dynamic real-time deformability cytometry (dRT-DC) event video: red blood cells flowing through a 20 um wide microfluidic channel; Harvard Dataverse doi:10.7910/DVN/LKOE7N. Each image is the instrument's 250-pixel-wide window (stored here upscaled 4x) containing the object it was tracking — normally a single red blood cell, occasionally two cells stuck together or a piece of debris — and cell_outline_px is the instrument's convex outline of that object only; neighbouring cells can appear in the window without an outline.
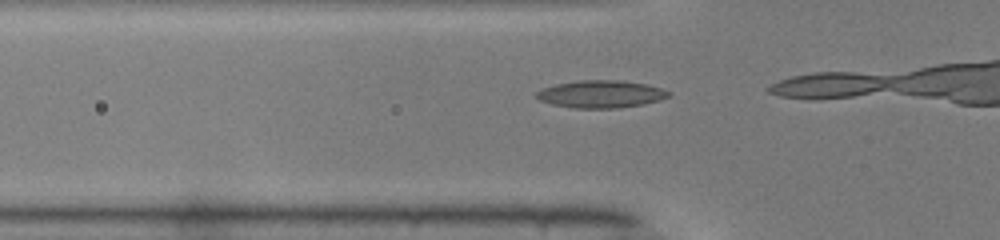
{"species": "common noctule bat (a hibernating species)", "species_latin": "Nyctalus noctula", "temperature_condition": "warm", "stored_images_in_passage": 13, "camera_frame_rate_fps": 3000, "um_per_image_px": 0.085, "animal": {"sex": "male", "body_mass_g": 19.0, "forearm_length_mm": 50.8}, "frame": {"image": 1, "passage_image": 11, "time_ms": 3.333, "image_size_px": [1000, 240], "cell_outline_px": [[672, 96], [640, 104], [616, 108], [572, 108], [552, 104], [540, 100], [536, 96], [536, 92], [540, 88], [556, 84], [580, 80], [620, 80], [648, 84], [672, 92]], "centroid_in_image_um": [51.06, 7.99], "position_along_channel_um": 74.7, "area_um2": 21.1}}